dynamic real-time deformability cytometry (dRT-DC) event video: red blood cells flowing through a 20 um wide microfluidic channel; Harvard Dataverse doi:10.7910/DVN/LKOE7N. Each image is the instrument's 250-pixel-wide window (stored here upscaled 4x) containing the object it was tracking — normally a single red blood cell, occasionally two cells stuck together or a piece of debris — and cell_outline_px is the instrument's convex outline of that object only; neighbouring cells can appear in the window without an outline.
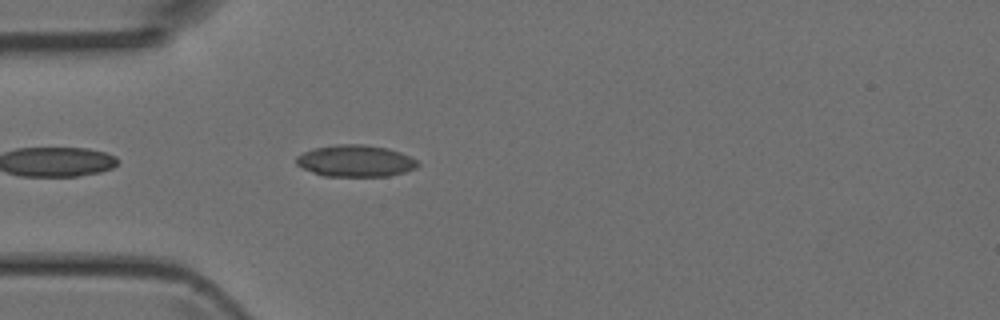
{"species": "Egyptian fruit bat (a non-hibernating species)", "species_latin": "Rousettus aegyptiacus", "temperature_condition": "room temperature", "stored_images_in_passage": 3, "camera_frame_rate_fps": 3000, "um_per_image_px": 0.085, "animal": {"sex": "female"}, "frame": {"image": 1, "passage_image": 3, "time_ms": 0.667, "image_size_px": [1000, 320], "cell_outline_px": [[420, 164], [416, 168], [404, 172], [388, 176], [324, 176], [312, 172], [296, 164], [296, 156], [312, 148], [336, 144], [364, 144], [388, 148], [400, 152], [416, 160]], "centroid_in_image_um": [30.2, 13.67], "position_along_channel_um": 54.8, "area_um2": 22.48}}